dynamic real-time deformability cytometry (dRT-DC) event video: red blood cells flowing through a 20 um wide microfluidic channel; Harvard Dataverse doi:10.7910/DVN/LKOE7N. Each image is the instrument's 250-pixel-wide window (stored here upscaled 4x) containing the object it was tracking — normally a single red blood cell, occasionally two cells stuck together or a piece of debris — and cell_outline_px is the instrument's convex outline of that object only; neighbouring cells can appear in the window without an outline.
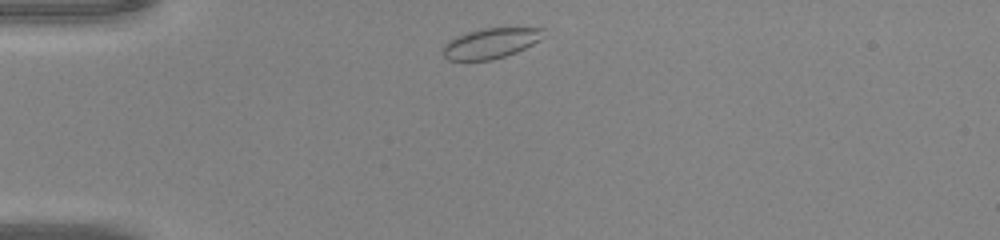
{"species": "common noctule bat (a hibernating species)", "species_latin": "Nyctalus noctula", "temperature_condition": "warm", "stored_images_in_passage": 32, "camera_frame_rate_fps": 3000, "um_per_image_px": 0.085, "animal": {"sex": "male", "body_mass_g": 20.0, "forearm_length_mm": 53.3}, "frame": {"image": 1, "passage_image": 2, "time_ms": 0.333, "image_size_px": [1000, 240], "cell_outline_px": [[544, 28], [540, 40], [516, 52], [492, 60], [448, 60], [440, 52], [444, 44], [448, 40], [464, 32], [480, 28]], "centroid_in_image_um": [41.62, 3.67], "position_along_channel_um": 43.4, "area_um2": 17.8}}
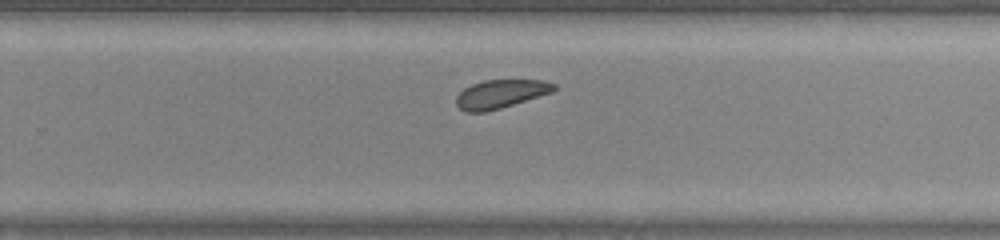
{"frame": {"image": 2, "passage_image": 21, "time_ms": 6.667, "image_size_px": [1000, 240], "cell_outline_px": [[556, 88], [552, 92], [500, 108], [484, 112], [464, 112], [456, 104], [456, 96], [464, 88], [472, 84], [484, 80], [544, 80], [556, 84]], "centroid_in_image_um": [42.53, 7.98], "position_along_channel_um": 287.3, "area_um2": 16.13}}
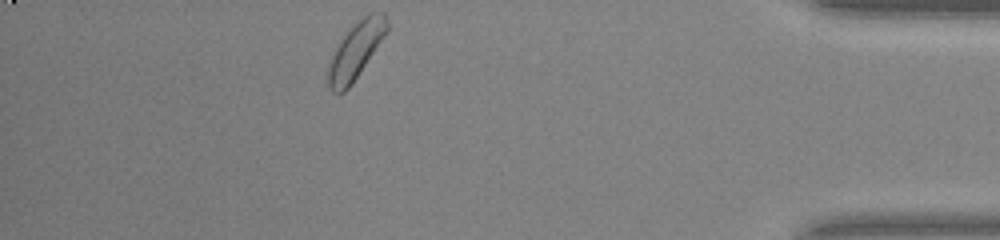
{"frame": {"image": 3, "passage_image": 32, "time_ms": 10.333, "image_size_px": [1000, 240], "cell_outline_px": [[388, 32], [352, 84], [344, 92], [332, 92], [328, 88], [328, 60], [332, 52], [344, 32], [348, 28], [368, 12], [384, 12], [388, 20]], "centroid_in_image_um": [30.23, 4.26], "position_along_channel_um": 405.0, "area_um2": 19.88}}